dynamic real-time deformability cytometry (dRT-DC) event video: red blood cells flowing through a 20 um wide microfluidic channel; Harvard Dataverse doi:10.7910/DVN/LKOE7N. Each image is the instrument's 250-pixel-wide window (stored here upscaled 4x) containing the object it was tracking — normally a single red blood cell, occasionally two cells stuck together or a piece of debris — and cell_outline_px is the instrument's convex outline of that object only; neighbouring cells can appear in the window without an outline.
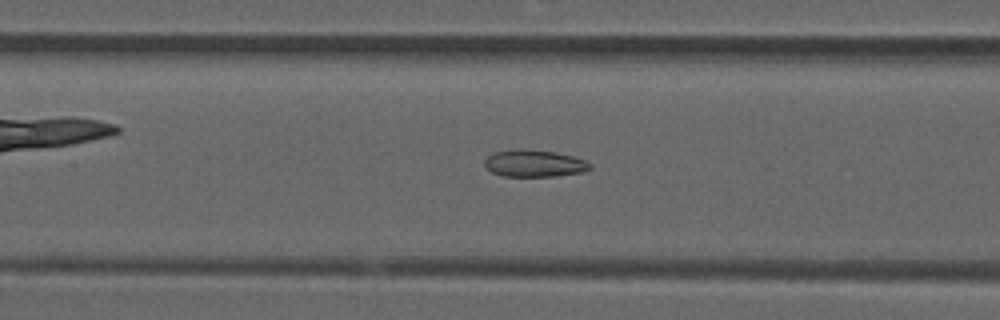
{"species": "common noctule bat (a hibernating species)", "species_latin": "Nyctalus noctula", "temperature_condition": "room temperature", "stored_images_in_passage": 36, "camera_frame_rate_fps": 3000, "um_per_image_px": 0.085, "animal": {"sex": "male", "forearm_length_mm": 52.5}, "frame": {"image": 1, "passage_image": 17, "time_ms": 5.333, "image_size_px": [1000, 320], "cell_outline_px": [[592, 168], [584, 172], [556, 176], [500, 176], [492, 172], [484, 164], [484, 160], [492, 152], [520, 148], [524, 148], [556, 152], [572, 156], [584, 160], [592, 164]], "centroid_in_image_um": [45.41, 13.88], "position_along_channel_um": 162.0, "area_um2": 16.82}}
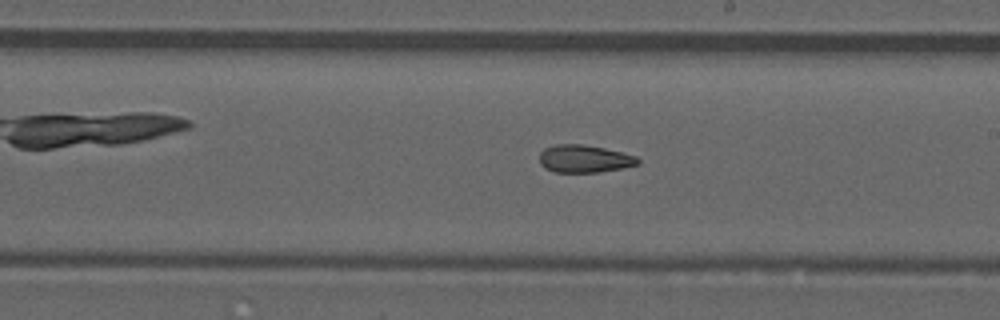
{"frame": {"image": 2, "passage_image": 23, "time_ms": 7.333, "image_size_px": [1000, 320], "cell_outline_px": [[640, 164], [600, 172], [552, 172], [544, 168], [540, 164], [540, 152], [544, 148], [556, 144], [584, 144], [604, 148], [636, 156], [640, 160]], "centroid_in_image_um": [49.64, 13.49], "position_along_channel_um": 239.4, "area_um2": 15.9}}
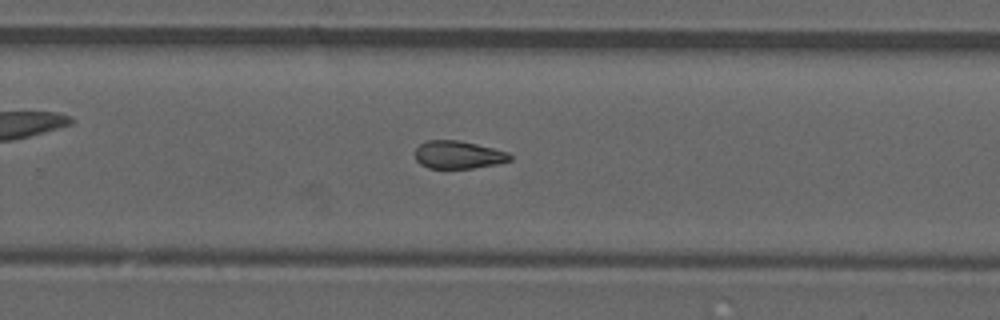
{"frame": {"image": 3, "passage_image": 27, "time_ms": 8.667, "image_size_px": [1000, 320], "cell_outline_px": [[512, 160], [496, 164], [472, 168], [428, 168], [420, 164], [416, 160], [416, 148], [420, 144], [428, 140], [460, 140], [508, 152], [512, 156]], "centroid_in_image_um": [38.95, 13.15], "position_along_channel_um": 290.8, "area_um2": 15.32}}